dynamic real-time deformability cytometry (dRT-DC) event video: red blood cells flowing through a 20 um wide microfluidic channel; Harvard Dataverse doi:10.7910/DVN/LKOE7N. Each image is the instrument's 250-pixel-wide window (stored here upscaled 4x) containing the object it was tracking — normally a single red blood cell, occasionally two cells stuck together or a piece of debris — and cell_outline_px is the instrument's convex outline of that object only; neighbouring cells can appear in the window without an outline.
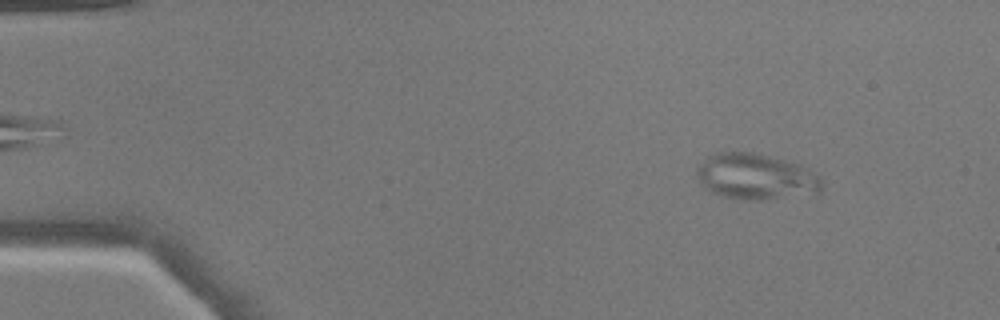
{"species": "common noctule bat (a hibernating species)", "species_latin": "Nyctalus noctula", "temperature_condition": "warm", "stored_images_in_passage": 50, "camera_frame_rate_fps": 3000, "um_per_image_px": 0.085, "animal": {"sex": "male", "body_mass_g": 17.9}, "frame": {"image": 1, "passage_image": 6, "time_ms": 1.667, "image_size_px": [1000, 320], "cell_outline_px": [[824, 184], [820, 192], [816, 196], [764, 200], [740, 200], [724, 196], [712, 192], [704, 188], [696, 176], [696, 168], [708, 156], [716, 152], [752, 152], [800, 164], [808, 168], [820, 176]], "centroid_in_image_um": [64.32, 15.05], "position_along_channel_um": 20.7, "area_um2": 34.33}}
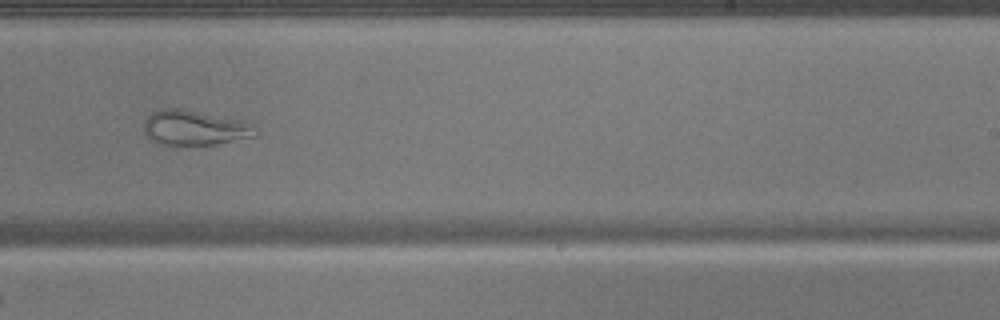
{"frame": {"image": 2, "passage_image": 32, "time_ms": 10.333, "image_size_px": [1000, 320], "cell_outline_px": [[256, 136], [216, 144], [172, 148], [152, 140], [144, 132], [144, 120], [152, 112], [160, 108], [180, 108], [240, 120], [252, 124]], "centroid_in_image_um": [16.47, 10.9], "position_along_channel_um": 272.5, "area_um2": 23.12}}
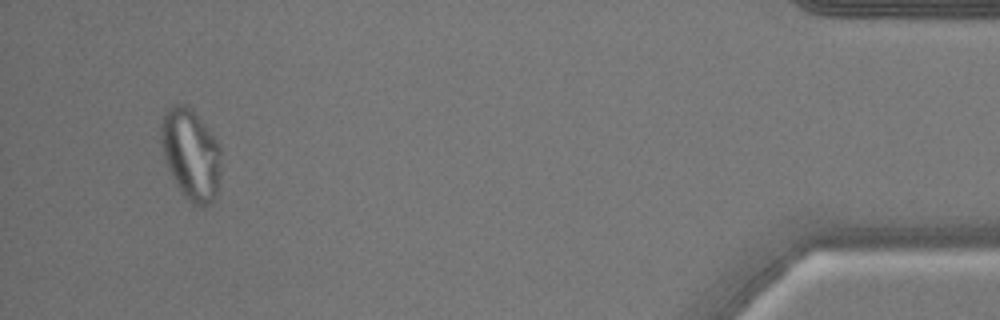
{"frame": {"image": 3, "passage_image": 48, "time_ms": 15.667, "image_size_px": [1000, 320], "cell_outline_px": [[220, 172], [216, 192], [212, 204], [204, 208], [200, 208], [192, 204], [184, 196], [176, 184], [168, 168], [164, 156], [160, 140], [160, 120], [164, 108], [172, 104], [184, 104], [192, 108], [216, 140], [220, 148]], "centroid_in_image_um": [16.19, 13.1], "position_along_channel_um": 419.0, "area_um2": 32.25}}